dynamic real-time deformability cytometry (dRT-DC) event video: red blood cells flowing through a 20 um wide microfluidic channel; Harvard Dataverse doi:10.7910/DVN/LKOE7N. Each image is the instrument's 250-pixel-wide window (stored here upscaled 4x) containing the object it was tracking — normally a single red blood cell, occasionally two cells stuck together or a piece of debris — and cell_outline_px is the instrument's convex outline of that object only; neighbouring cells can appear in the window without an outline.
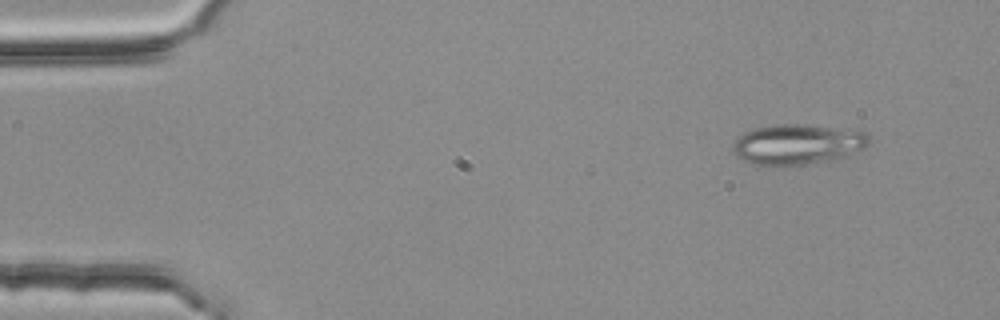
{"species": "common noctule bat (a hibernating species)", "species_latin": "Nyctalus noctula", "temperature_condition": "room temperature", "stored_images_in_passage": 3, "camera_frame_rate_fps": 3000, "um_per_image_px": 0.085, "animal": {"sex": "female", "body_mass_g": 25.1}, "frame": {"image": 1, "passage_image": 1, "time_ms": 0.0, "image_size_px": [1000, 320], "cell_outline_px": [[872, 140], [864, 148], [852, 156], [832, 160], [784, 168], [752, 164], [736, 156], [732, 152], [732, 144], [744, 132], [756, 128], [776, 124], [804, 124], [864, 132]], "centroid_in_image_um": [67.78, 12.31], "position_along_channel_um": 17.2, "area_um2": 32.66}}